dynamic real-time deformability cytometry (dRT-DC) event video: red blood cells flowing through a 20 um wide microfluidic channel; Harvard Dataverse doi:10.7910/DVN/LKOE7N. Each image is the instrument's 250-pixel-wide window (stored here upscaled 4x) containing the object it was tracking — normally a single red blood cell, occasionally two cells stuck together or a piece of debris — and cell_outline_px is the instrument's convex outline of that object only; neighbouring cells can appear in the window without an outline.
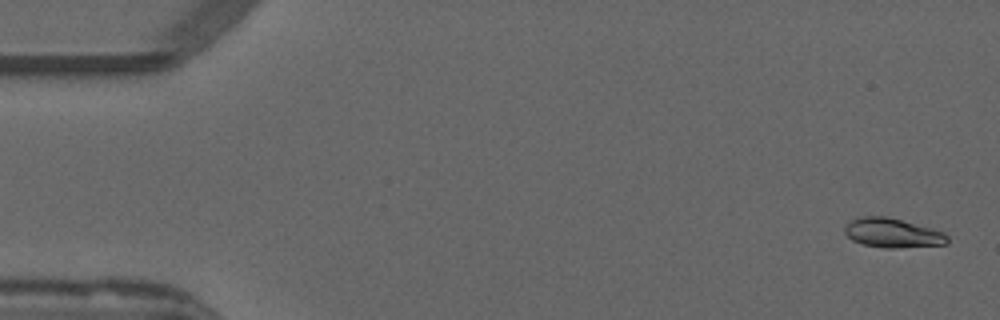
{"species": "common noctule bat (a hibernating species)", "species_latin": "Nyctalus noctula", "temperature_condition": "warm", "stored_images_in_passage": 53, "camera_frame_rate_fps": 3000, "um_per_image_px": 0.085, "animal": {"sex": "male", "forearm_length_mm": 52.5}, "frame": {"image": 1, "passage_image": 2, "time_ms": 0.333, "image_size_px": [1000, 320], "cell_outline_px": [[948, 244], [896, 248], [884, 248], [864, 244], [852, 240], [844, 232], [844, 228], [852, 220], [864, 216], [884, 216], [932, 228], [944, 232], [948, 236]], "centroid_in_image_um": [75.89, 19.81], "position_along_channel_um": 9.1, "area_um2": 17.34}}
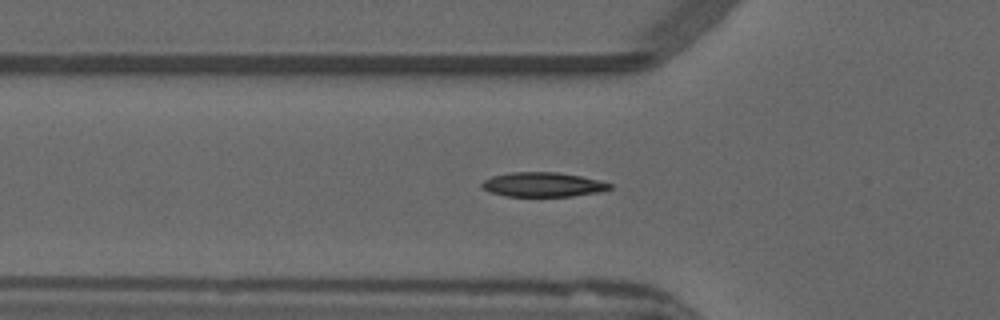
{"frame": {"image": 2, "passage_image": 18, "time_ms": 5.667, "image_size_px": [1000, 320], "cell_outline_px": [[612, 188], [600, 192], [572, 196], [504, 196], [488, 192], [480, 188], [480, 184], [484, 180], [492, 176], [512, 172], [556, 172], [580, 176], [612, 184]], "centroid_in_image_um": [46.09, 15.69], "position_along_channel_um": 79.7, "area_um2": 18.26}}
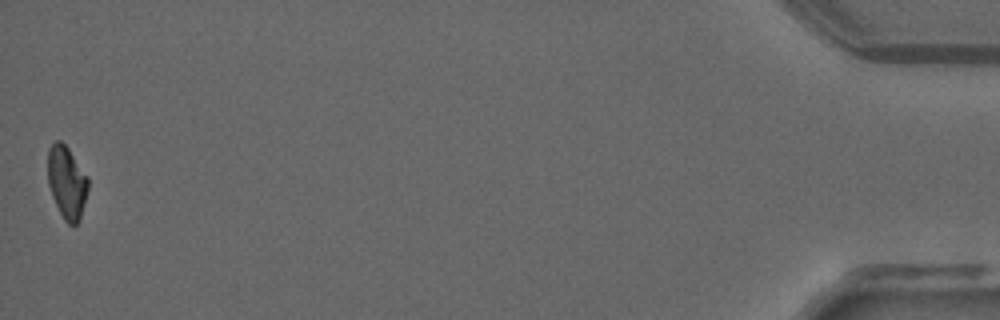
{"frame": {"image": 3, "passage_image": 53, "time_ms": 17.333, "image_size_px": [1000, 320], "cell_outline_px": [[88, 188], [80, 220], [76, 224], [68, 224], [64, 220], [52, 196], [48, 184], [48, 148], [56, 140], [60, 140], [68, 148], [88, 176]], "centroid_in_image_um": [5.68, 15.49], "position_along_channel_um": 429.5, "area_um2": 16.99}, "authors_computed_cell_mechanics": {"area_um2": 17.8602, "velocity_mm_per_s": 3.853, "shape_relaxation_time_tau1_ms": 7.0773, "shape_relaxation_time_tau2_ms": 3.3861, "deformation_change_tau1": 0.2108, "deformation_change_tau2": 0.0595}}